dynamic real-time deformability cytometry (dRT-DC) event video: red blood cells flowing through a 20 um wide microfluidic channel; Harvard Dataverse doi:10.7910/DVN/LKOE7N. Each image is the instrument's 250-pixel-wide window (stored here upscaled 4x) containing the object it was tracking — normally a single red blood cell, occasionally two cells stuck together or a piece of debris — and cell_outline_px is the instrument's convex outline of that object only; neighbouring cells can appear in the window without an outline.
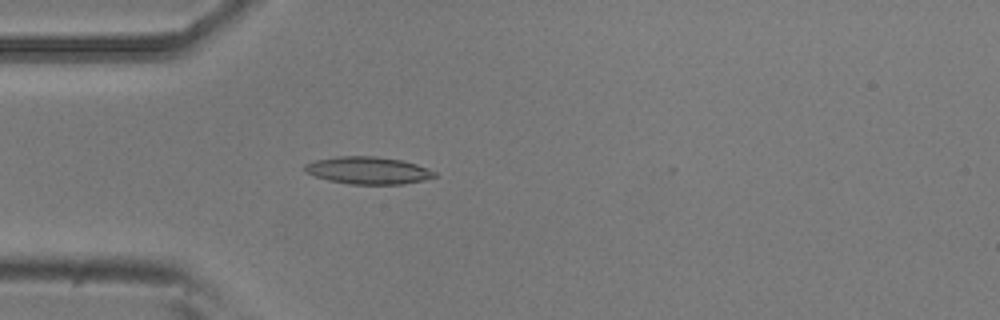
{"species": "common noctule bat (a hibernating species)", "species_latin": "Nyctalus noctula", "temperature_condition": "room temperature", "stored_images_in_passage": 49, "camera_frame_rate_fps": 3000, "um_per_image_px": 0.085, "animal": {"sex": "male", "body_mass_g": 20.5, "forearm_length_mm": 52.5}, "frame": {"image": 1, "passage_image": 15, "time_ms": 4.667, "image_size_px": [1000, 320], "cell_outline_px": [[436, 176], [424, 180], [404, 184], [348, 184], [328, 180], [316, 176], [308, 172], [304, 168], [304, 164], [316, 160], [340, 156], [376, 156], [404, 160], [428, 168], [436, 172]], "centroid_in_image_um": [31.33, 14.48], "position_along_channel_um": 53.7, "area_um2": 20.63}}
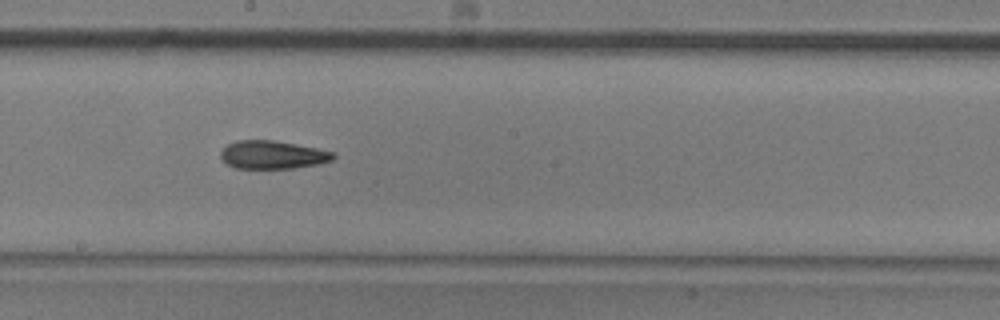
{"frame": {"image": 2, "passage_image": 29, "time_ms": 9.333, "image_size_px": [1000, 320], "cell_outline_px": [[336, 156], [332, 160], [320, 164], [296, 168], [236, 168], [224, 164], [220, 156], [220, 152], [228, 144], [236, 140], [272, 140], [296, 144], [336, 152]], "centroid_in_image_um": [23.18, 13.16], "position_along_channel_um": 225.0, "area_um2": 18.67}}
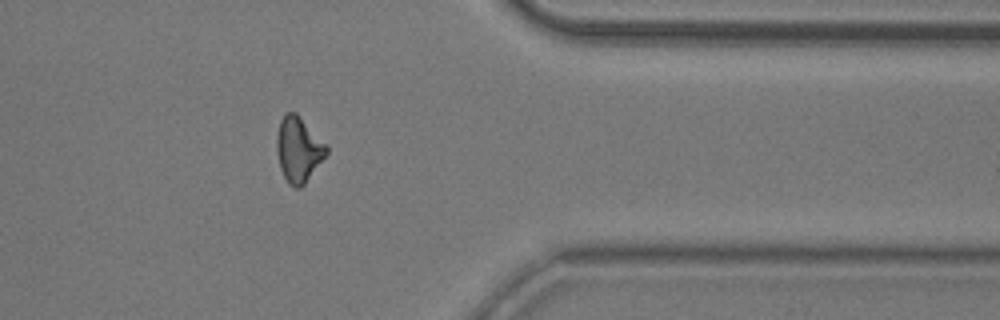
{"frame": {"image": 3, "passage_image": 43, "time_ms": 14.0, "image_size_px": [1000, 320], "cell_outline_px": [[328, 152], [304, 184], [300, 188], [296, 188], [288, 184], [280, 168], [276, 148], [276, 136], [280, 120], [284, 112], [296, 112], [328, 144]], "centroid_in_image_um": [25.37, 12.67], "position_along_channel_um": 386.0, "area_um2": 19.07}, "authors_computed_cell_mechanics": {"area_um2": 18.9006, "velocity_mm_per_s": 3.7775, "shape_relaxation_time_tau1_ms": 10.6715, "shape_relaxation_time_tau2_ms": 5.2932, "deformation_change_tau1": 0.2476, "deformation_change_tau2": 0.1536}}